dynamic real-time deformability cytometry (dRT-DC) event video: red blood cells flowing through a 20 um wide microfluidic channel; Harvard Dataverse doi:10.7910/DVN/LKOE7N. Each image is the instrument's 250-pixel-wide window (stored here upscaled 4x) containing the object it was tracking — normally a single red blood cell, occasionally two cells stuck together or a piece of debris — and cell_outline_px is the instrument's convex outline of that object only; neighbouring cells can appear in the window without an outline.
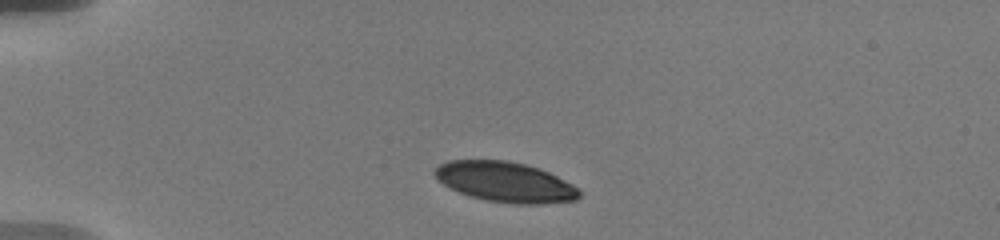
{"species": "human", "species_latin": "Homo sapiens", "temperature_condition": "warm", "stored_images_in_passage": 13, "camera_frame_rate_fps": 3000, "um_per_image_px": 0.085, "donor": {"sex": "male"}, "frame": {"image": 1, "passage_image": 1, "time_ms": 0.0, "image_size_px": [1000, 240], "cell_outline_px": [[580, 196], [576, 200], [544, 204], [512, 204], [488, 200], [472, 196], [460, 192], [444, 184], [432, 172], [440, 164], [448, 160], [508, 160], [540, 168], [580, 188]], "centroid_in_image_um": [42.99, 15.47], "position_along_channel_um": 42.0, "area_um2": 33.7}}